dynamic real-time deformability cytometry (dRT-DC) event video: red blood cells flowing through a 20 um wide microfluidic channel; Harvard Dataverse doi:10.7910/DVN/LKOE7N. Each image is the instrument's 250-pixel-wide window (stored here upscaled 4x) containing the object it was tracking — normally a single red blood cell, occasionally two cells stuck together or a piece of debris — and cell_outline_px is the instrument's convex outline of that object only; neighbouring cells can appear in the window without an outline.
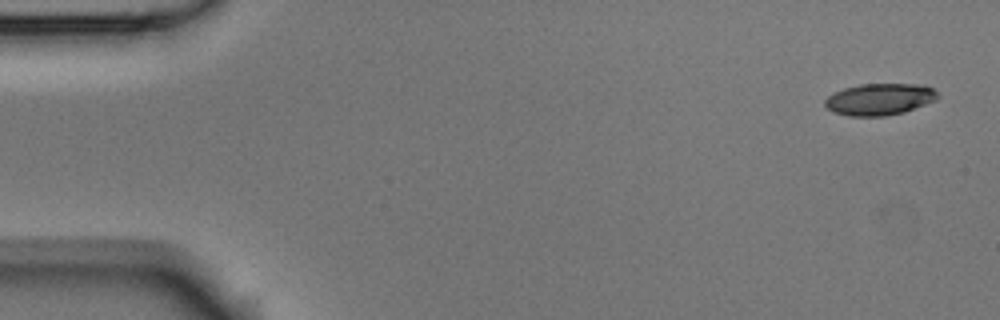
{"species": "Egyptian fruit bat (a non-hibernating species)", "species_latin": "Rousettus aegyptiacus", "temperature_condition": "room temperature", "stored_images_in_passage": 6, "camera_frame_rate_fps": 3000, "um_per_image_px": 0.085, "animal": {"sex": "male"}, "frame": {"image": 1, "passage_image": 1, "time_ms": 0.0, "image_size_px": [1000, 320], "cell_outline_px": [[940, 96], [936, 100], [904, 112], [884, 116], [848, 116], [832, 112], [824, 104], [824, 100], [832, 92], [844, 88], [860, 84], [924, 84], [932, 88]], "centroid_in_image_um": [74.75, 8.43], "position_along_channel_um": 10.3, "area_um2": 20.98}}
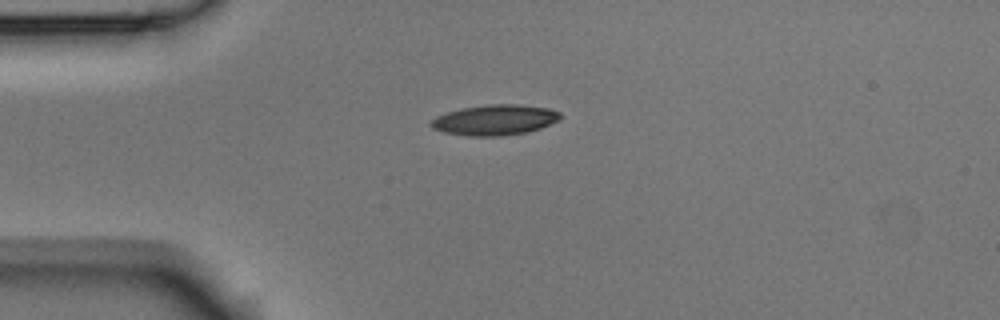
{"frame": {"image": 2, "passage_image": 4, "time_ms": 1.0, "image_size_px": [1000, 320], "cell_outline_px": [[560, 120], [540, 128], [528, 132], [504, 136], [468, 136], [444, 132], [432, 128], [428, 124], [436, 116], [444, 112], [460, 108], [488, 104], [516, 104], [548, 108], [560, 112]], "centroid_in_image_um": [42.03, 10.19], "position_along_channel_um": 43.0, "area_um2": 23.18}}
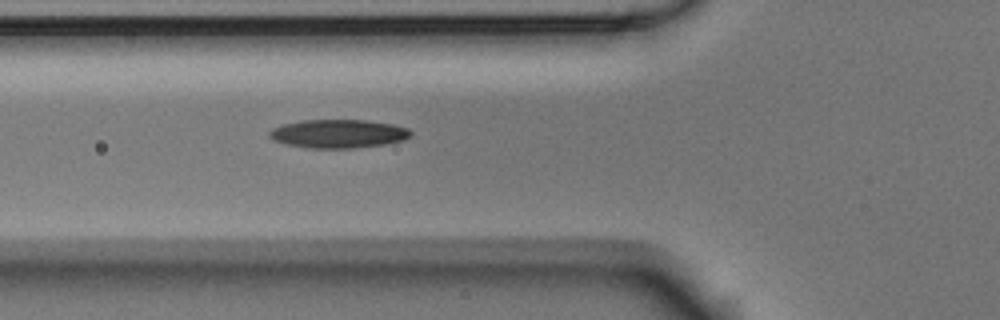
{"frame": {"image": 3, "passage_image": 6, "time_ms": 1.667, "image_size_px": [1000, 320], "cell_outline_px": [[412, 136], [404, 140], [384, 144], [356, 148], [304, 148], [284, 144], [272, 140], [268, 136], [268, 132], [272, 128], [280, 124], [300, 120], [364, 120], [392, 124], [408, 128], [412, 132]], "centroid_in_image_um": [28.7, 11.37], "position_along_channel_um": 97.1, "area_um2": 23.87}}